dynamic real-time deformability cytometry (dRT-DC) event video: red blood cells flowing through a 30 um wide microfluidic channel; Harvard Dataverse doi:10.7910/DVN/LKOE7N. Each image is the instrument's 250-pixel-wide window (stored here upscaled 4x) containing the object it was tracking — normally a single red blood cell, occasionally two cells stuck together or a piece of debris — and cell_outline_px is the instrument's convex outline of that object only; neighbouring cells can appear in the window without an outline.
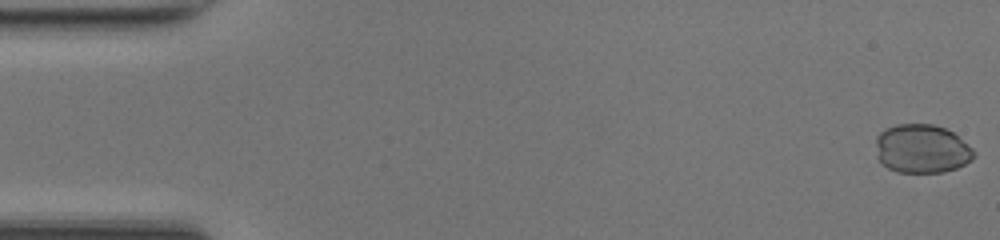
{"species": "common noctule bat (a hibernating species)", "species_latin": "Nyctalus noctula", "temperature_condition": "room temperature", "stored_images_in_passage": 49, "camera_frame_rate_fps": 3000, "um_per_image_px": 0.085, "animal": {"sex": "female", "body_mass_g": 17.0, "forearm_length_mm": 48.0}, "frame": {"image": 1, "passage_image": 1, "time_ms": 0.0, "image_size_px": [1000, 240], "cell_outline_px": [[976, 156], [972, 160], [956, 168], [944, 172], [896, 172], [880, 164], [876, 156], [876, 136], [884, 128], [896, 124], [932, 124], [944, 128], [952, 132], [972, 148], [976, 152]], "centroid_in_image_um": [78.32, 12.65], "position_along_channel_um": 6.7, "area_um2": 28.15}}
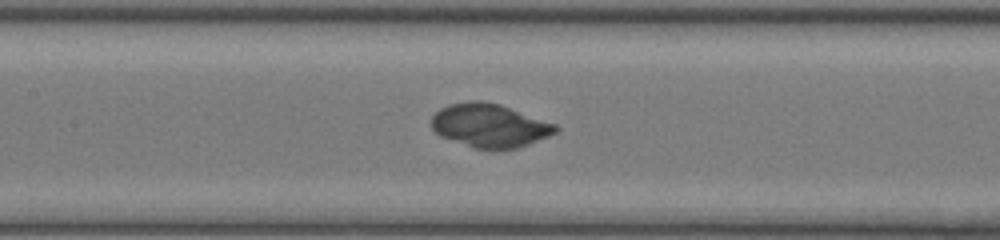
{"frame": {"image": 2, "passage_image": 23, "time_ms": 7.333, "image_size_px": [1000, 240], "cell_outline_px": [[560, 128], [556, 132], [548, 136], [520, 148], [476, 148], [440, 136], [432, 128], [432, 116], [440, 108], [448, 104], [472, 100], [480, 100], [500, 104], [556, 124]], "centroid_in_image_um": [41.63, 10.65], "position_along_channel_um": 165.8, "area_um2": 31.27}}
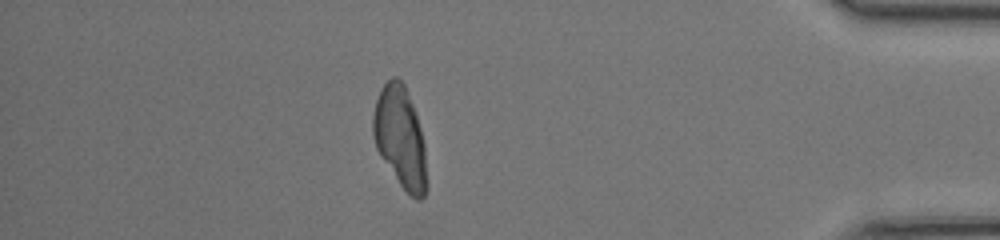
{"frame": {"image": 3, "passage_image": 43, "time_ms": 14.0, "image_size_px": [1000, 240], "cell_outline_px": [[428, 188], [424, 196], [420, 200], [416, 200], [400, 184], [380, 156], [376, 148], [372, 132], [372, 116], [376, 100], [380, 88], [392, 76], [396, 76], [404, 84], [416, 112], [424, 144], [428, 180]], "centroid_in_image_um": [34.03, 11.69], "position_along_channel_um": 401.2, "area_um2": 31.91}}